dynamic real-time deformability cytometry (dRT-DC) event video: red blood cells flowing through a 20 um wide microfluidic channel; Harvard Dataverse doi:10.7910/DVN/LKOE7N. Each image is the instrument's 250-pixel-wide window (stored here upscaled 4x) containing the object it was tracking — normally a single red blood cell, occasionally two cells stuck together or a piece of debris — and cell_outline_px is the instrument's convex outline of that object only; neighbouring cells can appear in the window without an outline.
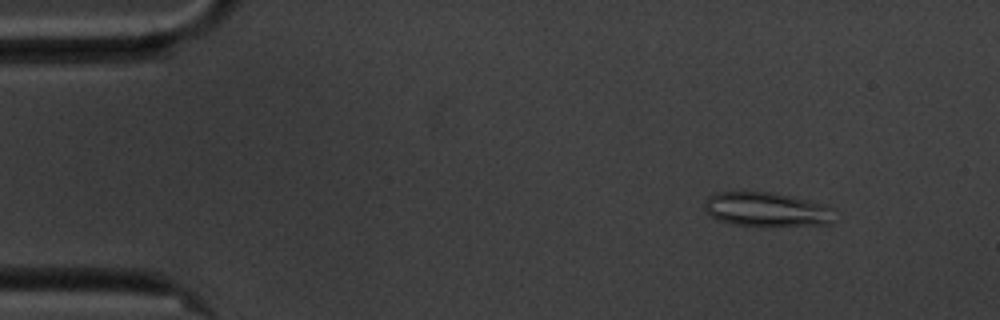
{"species": "common noctule bat (a hibernating species)", "species_latin": "Nyctalus noctula", "temperature_condition": "cold", "stored_images_in_passage": 57, "segment_of_instrument_passage": [1, 2], "camera_frame_rate_fps": 3000, "um_per_image_px": 0.085, "animal": {"sex": "male", "body_mass_g": 20.1, "forearm_length_mm": 53.5}, "frame": {"image": 1, "passage_image": 6, "time_ms": 1.667, "image_size_px": [1000, 320], "cell_outline_px": [[832, 224], [768, 228], [736, 224], [720, 220], [712, 216], [704, 208], [704, 204], [708, 196], [716, 192], [772, 192], [792, 196], [820, 204], [832, 208]], "centroid_in_image_um": [65.17, 17.83], "position_along_channel_um": 19.8, "area_um2": 26.24}}
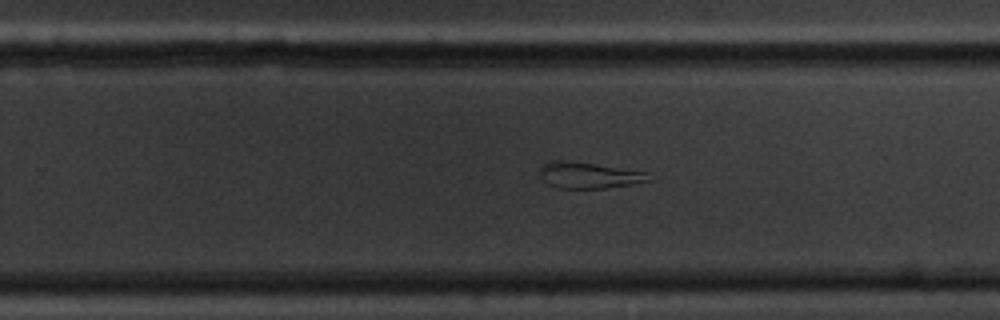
{"frame": {"image": 2, "passage_image": 35, "time_ms": 11.333, "image_size_px": [1000, 320], "cell_outline_px": [[648, 180], [632, 184], [604, 188], [556, 188], [548, 184], [540, 176], [540, 164], [552, 160], [568, 160], [596, 164], [644, 172]], "centroid_in_image_um": [49.91, 14.88], "position_along_channel_um": 279.9, "area_um2": 16.36}}
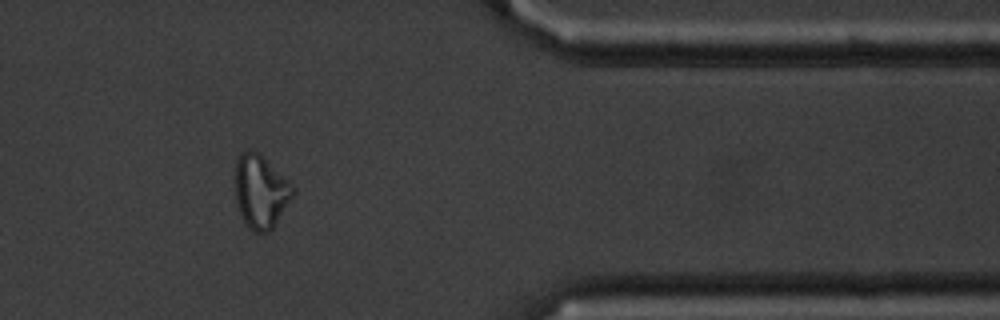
{"frame": {"image": 3, "passage_image": 46, "time_ms": 15.0, "image_size_px": [1000, 320], "cell_outline_px": [[296, 192], [272, 228], [268, 232], [256, 232], [248, 228], [236, 204], [236, 160], [248, 148], [260, 152], [296, 188]], "centroid_in_image_um": [22.18, 16.25], "position_along_channel_um": 389.2, "area_um2": 24.62}}